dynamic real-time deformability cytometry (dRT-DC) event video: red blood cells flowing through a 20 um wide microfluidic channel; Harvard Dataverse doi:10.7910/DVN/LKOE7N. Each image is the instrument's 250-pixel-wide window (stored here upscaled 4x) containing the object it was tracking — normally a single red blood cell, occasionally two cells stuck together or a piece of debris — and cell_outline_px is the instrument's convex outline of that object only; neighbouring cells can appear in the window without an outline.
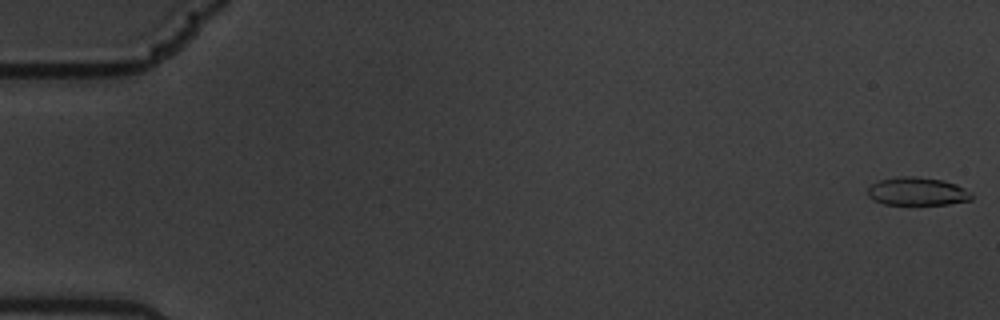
{"species": "common noctule bat (a hibernating species)", "species_latin": "Nyctalus noctula", "temperature_condition": "warm", "stored_images_in_passage": 61, "camera_frame_rate_fps": 3000, "um_per_image_px": 0.085, "animal": {"sex": "male", "body_mass_g": 19.5, "forearm_length_mm": 54.6}, "frame": {"image": 1, "passage_image": 1, "time_ms": 0.0, "image_size_px": [1000, 320], "cell_outline_px": [[972, 200], [948, 204], [884, 204], [872, 200], [868, 196], [868, 188], [872, 184], [880, 180], [896, 176], [916, 176], [944, 180], [956, 184], [972, 192]], "centroid_in_image_um": [77.98, 16.26], "position_along_channel_um": 7.0, "area_um2": 17.17}}
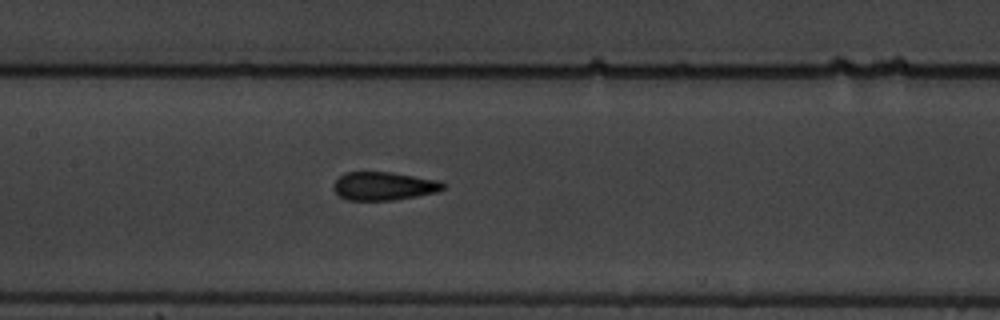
{"frame": {"image": 2, "passage_image": 30, "time_ms": 9.667, "image_size_px": [1000, 320], "cell_outline_px": [[448, 184], [444, 188], [436, 192], [416, 196], [392, 200], [348, 200], [340, 196], [332, 188], [336, 180], [344, 172], [392, 172], [440, 180]], "centroid_in_image_um": [32.65, 15.8], "position_along_channel_um": 174.7, "area_um2": 18.15}}
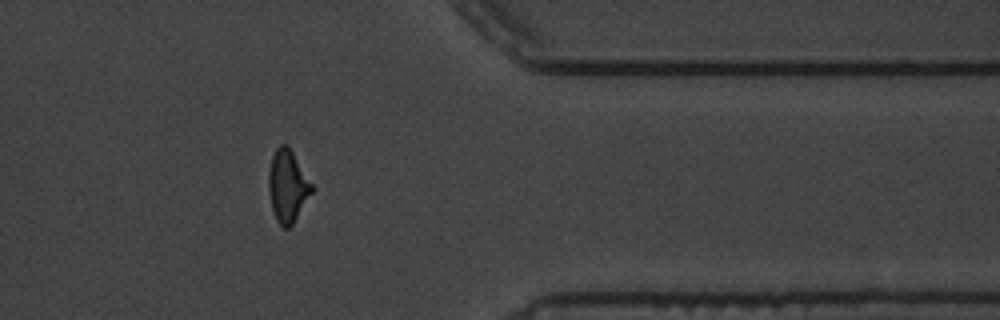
{"frame": {"image": 3, "passage_image": 50, "time_ms": 16.333, "image_size_px": [1000, 320], "cell_outline_px": [[316, 188], [292, 224], [288, 228], [284, 228], [276, 220], [272, 208], [268, 188], [268, 172], [272, 156], [276, 148], [280, 144], [288, 144]], "centroid_in_image_um": [24.47, 15.78], "position_along_channel_um": 386.9, "area_um2": 18.44}, "authors_computed_cell_mechanics": {"area_um2": 18.0914, "velocity_mm_per_s": 3.3825, "shape_relaxation_time_tau1_ms": 4.3453, "shape_relaxation_time_tau2_ms": 1.363, "deformation_change_tau1": 0.1568, "deformation_change_tau2": 0.0936}}